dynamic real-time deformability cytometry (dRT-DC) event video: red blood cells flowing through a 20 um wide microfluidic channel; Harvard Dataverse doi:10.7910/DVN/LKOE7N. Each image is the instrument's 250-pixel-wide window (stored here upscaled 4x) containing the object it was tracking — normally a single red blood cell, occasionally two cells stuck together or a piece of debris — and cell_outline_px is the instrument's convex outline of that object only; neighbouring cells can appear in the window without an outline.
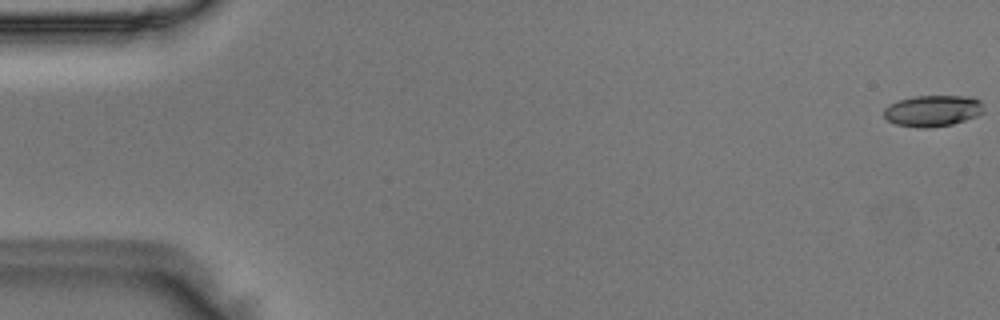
{"species": "Egyptian fruit bat (a non-hibernating species)", "species_latin": "Rousettus aegyptiacus", "temperature_condition": "room temperature", "stored_images_in_passage": 52, "camera_frame_rate_fps": 3000, "um_per_image_px": 0.085, "animal": {"sex": "male"}, "frame": {"image": 1, "passage_image": 1, "time_ms": 0.0, "image_size_px": [1000, 320], "cell_outline_px": [[984, 112], [976, 116], [952, 124], [928, 128], [916, 128], [896, 124], [888, 120], [884, 116], [884, 108], [888, 104], [912, 96], [972, 96], [980, 100]], "centroid_in_image_um": [79.27, 9.41], "position_along_channel_um": 5.7, "area_um2": 18.26}}
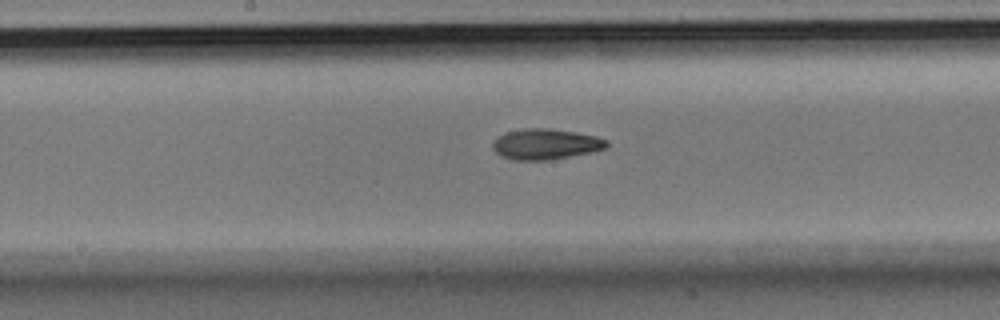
{"frame": {"image": 2, "passage_image": 27, "time_ms": 8.667, "image_size_px": [1000, 320], "cell_outline_px": [[608, 148], [592, 152], [548, 160], [512, 160], [500, 156], [492, 148], [492, 144], [504, 132], [524, 128], [548, 128], [576, 132], [596, 136], [608, 140]], "centroid_in_image_um": [46.39, 12.25], "position_along_channel_um": 201.8, "area_um2": 20.46}}
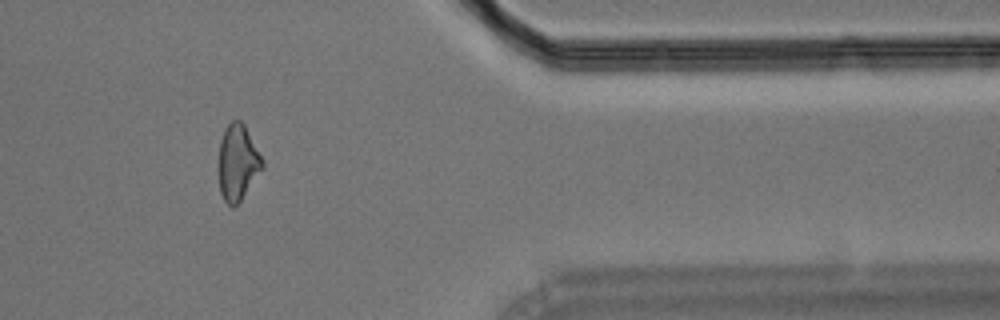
{"frame": {"image": 3, "passage_image": 43, "time_ms": 14.0, "image_size_px": [1000, 320], "cell_outline_px": [[264, 168], [240, 200], [232, 208], [224, 200], [220, 192], [216, 168], [220, 140], [224, 128], [232, 120], [240, 120], [244, 124], [264, 160]], "centroid_in_image_um": [20.17, 13.8], "position_along_channel_um": 391.2, "area_um2": 19.88}}